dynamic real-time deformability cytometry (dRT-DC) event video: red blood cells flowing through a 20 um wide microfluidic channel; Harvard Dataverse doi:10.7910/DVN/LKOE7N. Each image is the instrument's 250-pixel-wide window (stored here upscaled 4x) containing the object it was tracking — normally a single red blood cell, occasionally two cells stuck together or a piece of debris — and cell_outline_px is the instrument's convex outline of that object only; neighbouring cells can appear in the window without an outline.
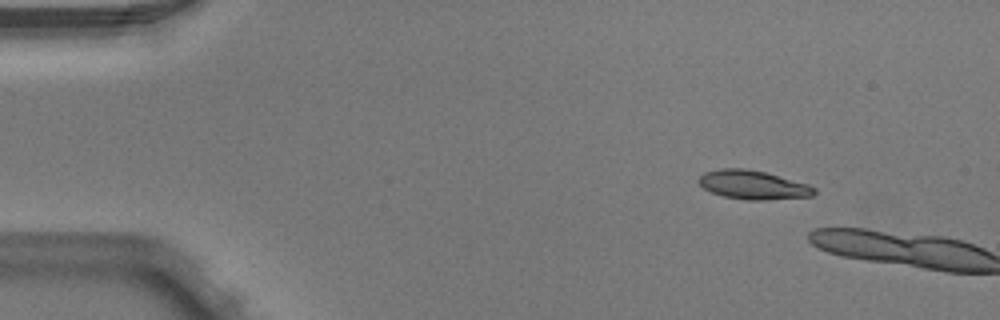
{"species": "Egyptian fruit bat (a non-hibernating species)", "species_latin": "Rousettus aegyptiacus", "temperature_condition": "warm", "stored_images_in_passage": 2, "camera_frame_rate_fps": 3000, "um_per_image_px": 0.085, "animal": {"sex": "male"}, "frame": {"image": 1, "passage_image": 1, "time_ms": 0.0, "image_size_px": [1000, 320], "cell_outline_px": [[816, 192], [812, 196], [764, 200], [748, 200], [724, 196], [712, 192], [704, 188], [696, 180], [704, 172], [720, 168], [748, 168], [764, 172], [808, 184], [816, 188]], "centroid_in_image_um": [63.99, 15.7], "position_along_channel_um": 21.0, "area_um2": 19.36}}